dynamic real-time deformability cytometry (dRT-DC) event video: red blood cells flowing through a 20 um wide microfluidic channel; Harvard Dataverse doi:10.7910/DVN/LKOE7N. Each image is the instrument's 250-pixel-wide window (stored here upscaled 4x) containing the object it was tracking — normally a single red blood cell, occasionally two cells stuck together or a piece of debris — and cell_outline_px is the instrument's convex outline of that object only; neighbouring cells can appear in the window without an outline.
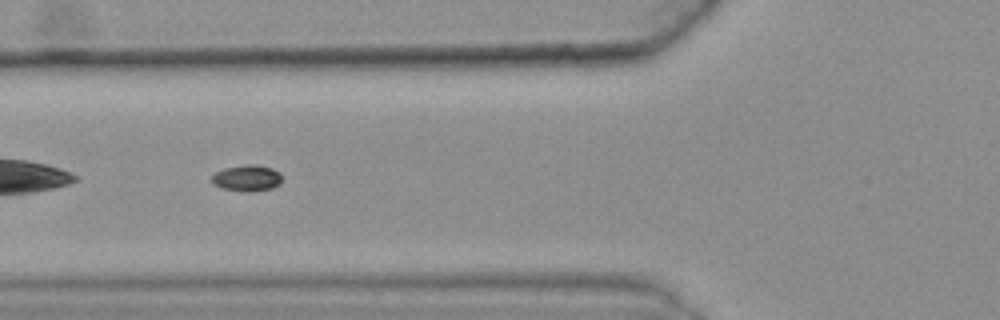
{"species": "common noctule bat (a hibernating species)", "species_latin": "Nyctalus noctula", "temperature_condition": "warm", "stored_images_in_passage": 27, "camera_frame_rate_fps": 3000, "um_per_image_px": 0.085, "animal": {"sex": "female", "body_mass_g": 25.1}, "frame": {"image": 1, "passage_image": 5, "time_ms": 1.333, "image_size_px": [1000, 320], "cell_outline_px": [[280, 184], [272, 188], [252, 192], [244, 192], [224, 188], [212, 184], [212, 176], [216, 172], [224, 168], [248, 164], [256, 164], [272, 168], [280, 172]], "centroid_in_image_um": [21.0, 15.14], "position_along_channel_um": 104.8, "area_um2": 10.75}, "authors_computed_cell_mechanics": {"area_um2": 10.3462, "velocity_mm_per_s": 3.6047, "shape_relaxation_time_tau1_ms": 2.741, "shape_relaxation_time_tau2_ms": null, "deformation_change_tau1": 0.0668, "deformation_change_tau2": null}}